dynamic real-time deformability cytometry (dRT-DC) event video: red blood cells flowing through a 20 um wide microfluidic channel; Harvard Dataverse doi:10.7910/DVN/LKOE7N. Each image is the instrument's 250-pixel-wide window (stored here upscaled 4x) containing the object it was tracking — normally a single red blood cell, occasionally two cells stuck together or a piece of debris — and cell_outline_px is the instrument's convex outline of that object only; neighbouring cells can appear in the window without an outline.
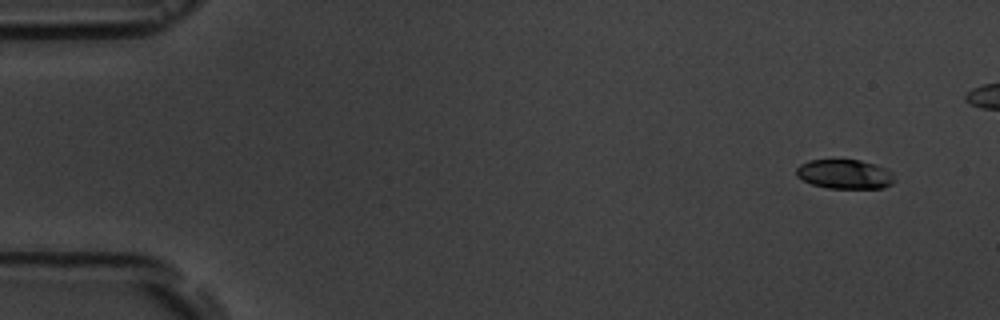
{"species": "common noctule bat (a hibernating species)", "species_latin": "Nyctalus noctula", "temperature_condition": "room temperature", "stored_images_in_passage": 5, "camera_frame_rate_fps": 3000, "um_per_image_px": 0.085, "animal": {"sex": "male", "body_mass_g": 19.5, "forearm_length_mm": 54.6}, "frame": {"image": 1, "passage_image": 1, "time_ms": 0.0, "image_size_px": [1000, 320], "cell_outline_px": [[896, 180], [892, 184], [884, 188], [828, 188], [812, 184], [796, 176], [796, 168], [800, 164], [808, 160], [860, 160], [876, 164], [892, 172]], "centroid_in_image_um": [71.82, 14.8], "position_along_channel_um": 13.2, "area_um2": 16.88}}